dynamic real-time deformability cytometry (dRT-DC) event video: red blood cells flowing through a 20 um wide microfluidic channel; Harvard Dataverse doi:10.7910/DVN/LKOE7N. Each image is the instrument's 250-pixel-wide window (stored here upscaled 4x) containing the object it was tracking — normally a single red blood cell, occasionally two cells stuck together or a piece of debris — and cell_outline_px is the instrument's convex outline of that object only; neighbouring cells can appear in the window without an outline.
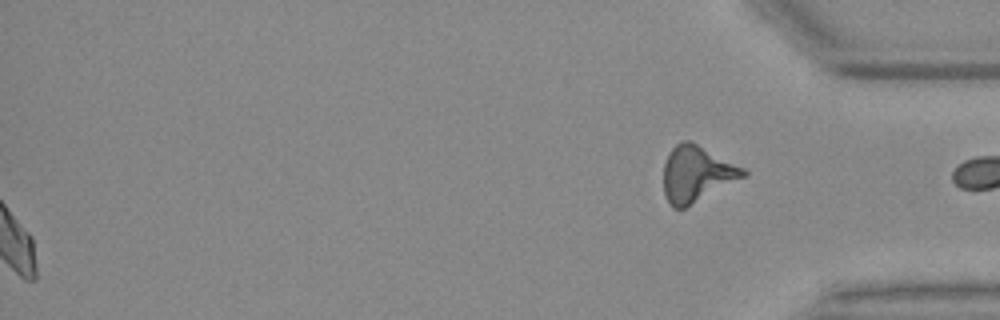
{"species": "Egyptian fruit bat (a non-hibernating species)", "species_latin": "Rousettus aegyptiacus", "temperature_condition": "warm", "stored_images_in_passage": 55, "camera_frame_rate_fps": 3000, "um_per_image_px": 0.085, "animal": {"sex": "female"}, "frame": {"image": 1, "passage_image": 55, "time_ms": 18.0, "image_size_px": [1000, 320], "cell_outline_px": [[748, 176], [684, 208], [672, 208], [664, 192], [664, 164], [672, 148], [676, 144], [684, 140], [692, 140], [744, 168], [748, 172]], "centroid_in_image_um": [59.25, 14.77], "position_along_channel_um": 376.0, "area_um2": 26.07}, "authors_computed_cell_mechanics": {"area_um2": 19.9988, "velocity_mm_per_s": 3.6927, "shape_relaxation_time_tau1_ms": null, "shape_relaxation_time_tau2_ms": 9.7, "deformation_change_tau1": null, "deformation_change_tau2": 0.1722}}